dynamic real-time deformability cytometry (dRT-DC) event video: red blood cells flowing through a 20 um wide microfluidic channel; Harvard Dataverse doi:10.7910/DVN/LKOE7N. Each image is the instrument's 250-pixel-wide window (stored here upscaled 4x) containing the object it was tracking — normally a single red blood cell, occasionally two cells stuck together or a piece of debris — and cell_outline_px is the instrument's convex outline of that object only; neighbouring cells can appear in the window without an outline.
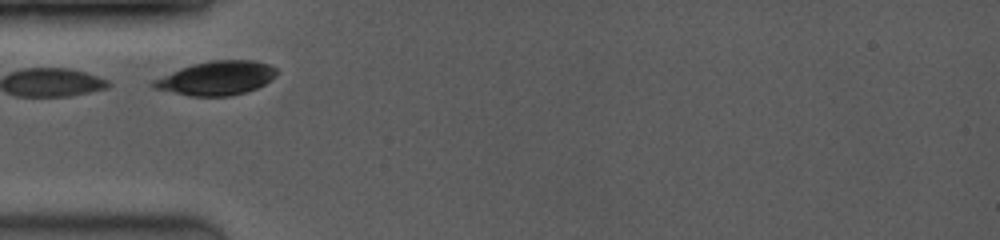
{"species": "common noctule bat (a hibernating species)", "species_latin": "Nyctalus noctula", "temperature_condition": "room temperature", "stored_images_in_passage": 9, "camera_frame_rate_fps": 3500, "um_per_image_px": 0.085, "animal": {"sex": "female", "body_mass_g": 19.0, "forearm_length_mm": 53.3}, "frame": {"image": 1, "passage_image": 1, "time_ms": 0.0, "image_size_px": [1000, 240], "cell_outline_px": [[280, 72], [276, 76], [264, 84], [256, 88], [232, 96], [188, 96], [152, 88], [148, 84], [152, 80], [180, 68], [192, 64], [212, 60], [252, 60], [268, 64], [276, 68]], "centroid_in_image_um": [18.37, 6.64], "position_along_channel_um": 66.6, "area_um2": 24.57}}